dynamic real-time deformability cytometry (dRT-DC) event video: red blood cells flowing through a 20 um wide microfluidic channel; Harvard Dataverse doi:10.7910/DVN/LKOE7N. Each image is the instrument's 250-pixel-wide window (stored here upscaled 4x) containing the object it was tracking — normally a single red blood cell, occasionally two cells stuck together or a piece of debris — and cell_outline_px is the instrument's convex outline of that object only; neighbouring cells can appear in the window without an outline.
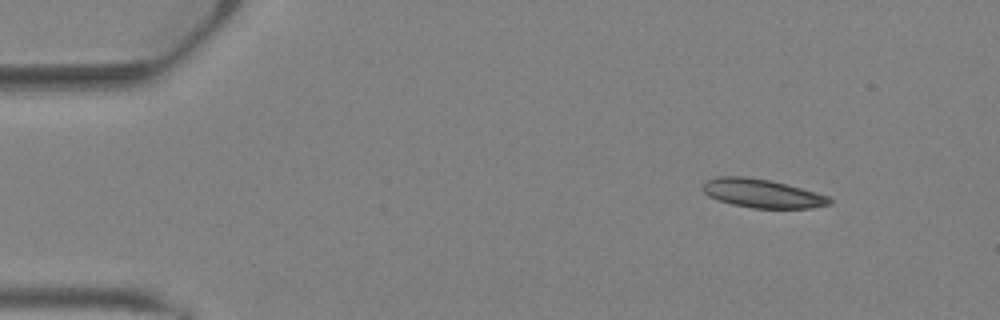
{"species": "Egyptian fruit bat (a non-hibernating species)", "species_latin": "Rousettus aegyptiacus", "temperature_condition": "warm", "stored_images_in_passage": 39, "camera_frame_rate_fps": 3000, "um_per_image_px": 0.085, "animal": {"sex": "female"}, "frame": {"image": 1, "passage_image": 1, "time_ms": 0.0, "image_size_px": [1000, 320], "cell_outline_px": [[832, 204], [812, 208], [752, 208], [732, 204], [708, 196], [700, 188], [708, 180], [716, 176], [744, 176], [768, 180], [788, 184], [816, 192], [828, 196], [832, 200]], "centroid_in_image_um": [64.8, 16.44], "position_along_channel_um": 20.2, "area_um2": 21.21}}
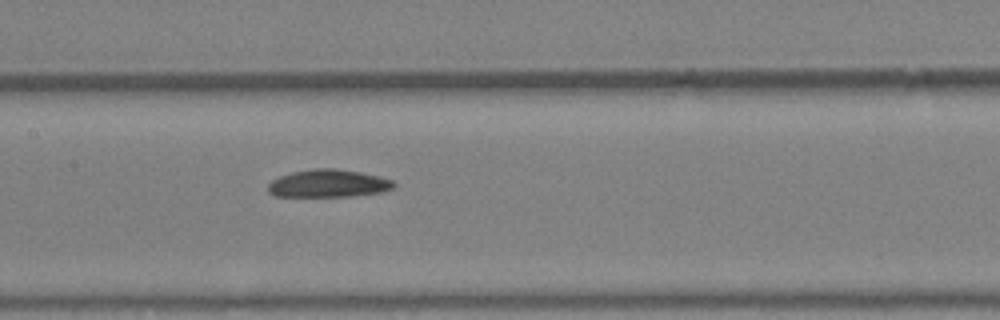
{"frame": {"image": 2, "passage_image": 19, "time_ms": 6.0, "image_size_px": [1000, 320], "cell_outline_px": [[396, 184], [392, 188], [384, 192], [352, 196], [272, 196], [268, 192], [268, 184], [272, 180], [280, 176], [292, 172], [316, 168], [336, 168], [360, 172], [380, 176], [392, 180]], "centroid_in_image_um": [27.92, 15.59], "position_along_channel_um": 179.5, "area_um2": 20.4}}
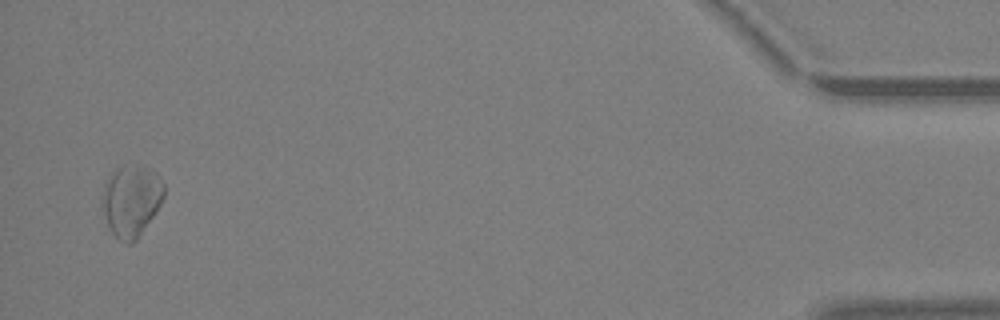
{"frame": {"image": 3, "passage_image": 38, "time_ms": 12.333, "image_size_px": [1000, 320], "cell_outline_px": [[164, 196], [156, 212], [136, 240], [132, 244], [124, 244], [112, 232], [100, 208], [100, 196], [112, 172], [116, 168], [124, 164], [144, 164], [156, 172], [164, 184]], "centroid_in_image_um": [11.15, 17.02], "position_along_channel_um": 424.1, "area_um2": 26.24}}